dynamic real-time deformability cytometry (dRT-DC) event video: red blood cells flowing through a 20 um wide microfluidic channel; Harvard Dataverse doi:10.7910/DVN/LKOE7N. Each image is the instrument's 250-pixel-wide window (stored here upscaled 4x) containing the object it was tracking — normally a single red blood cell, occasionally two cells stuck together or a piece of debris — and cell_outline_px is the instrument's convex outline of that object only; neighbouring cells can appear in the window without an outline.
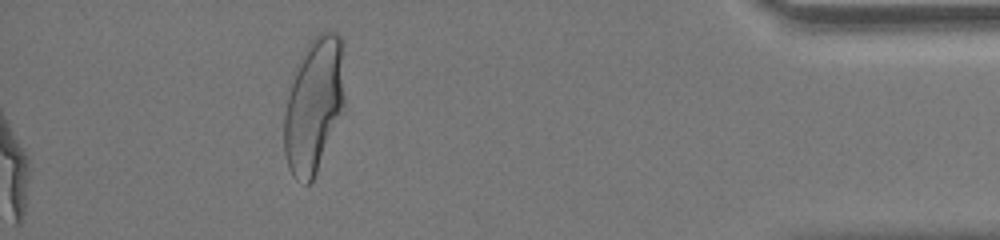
{"species": "human", "species_latin": "Homo sapiens", "temperature_condition": "room temperature", "stored_images_in_passage": 28, "camera_frame_rate_fps": 3000, "um_per_image_px": 0.085, "donor": {"sex": "female"}, "frame": {"image": 1, "passage_image": 28, "time_ms": 14.333, "image_size_px": [1000, 240], "cell_outline_px": [[344, 112], [316, 172], [312, 180], [308, 184], [304, 184], [296, 180], [292, 176], [288, 168], [284, 152], [284, 116], [292, 72], [304, 48], [320, 32], [336, 32], [340, 36], [344, 96]], "centroid_in_image_um": [26.65, 8.97], "position_along_channel_um": 408.5, "area_um2": 47.8}}